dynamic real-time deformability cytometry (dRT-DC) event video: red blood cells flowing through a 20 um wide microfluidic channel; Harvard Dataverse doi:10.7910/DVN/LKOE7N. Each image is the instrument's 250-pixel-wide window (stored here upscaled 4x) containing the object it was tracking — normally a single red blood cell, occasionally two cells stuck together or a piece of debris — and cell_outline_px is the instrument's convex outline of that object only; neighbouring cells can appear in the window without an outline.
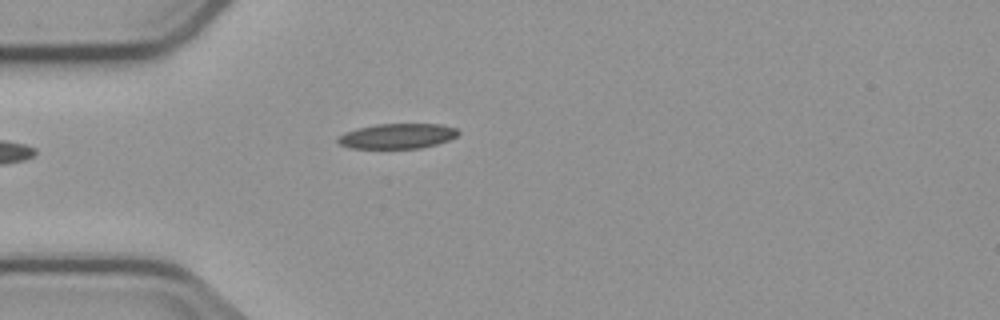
{"species": "common noctule bat (a hibernating species)", "species_latin": "Nyctalus noctula", "temperature_condition": "cold", "stored_images_in_passage": 2, "camera_frame_rate_fps": 3000, "um_per_image_px": 0.085, "animal": {"sex": "male", "body_mass_g": 23.1, "forearm_length_mm": 52.7}, "frame": {"image": 1, "passage_image": 2, "time_ms": 1.333, "image_size_px": [1000, 320], "cell_outline_px": [[460, 132], [456, 136], [448, 140], [436, 144], [420, 148], [352, 148], [340, 144], [336, 140], [340, 136], [348, 132], [360, 128], [376, 124], [440, 124], [456, 128]], "centroid_in_image_um": [33.82, 11.56], "position_along_channel_um": 51.2, "area_um2": 17.28}}